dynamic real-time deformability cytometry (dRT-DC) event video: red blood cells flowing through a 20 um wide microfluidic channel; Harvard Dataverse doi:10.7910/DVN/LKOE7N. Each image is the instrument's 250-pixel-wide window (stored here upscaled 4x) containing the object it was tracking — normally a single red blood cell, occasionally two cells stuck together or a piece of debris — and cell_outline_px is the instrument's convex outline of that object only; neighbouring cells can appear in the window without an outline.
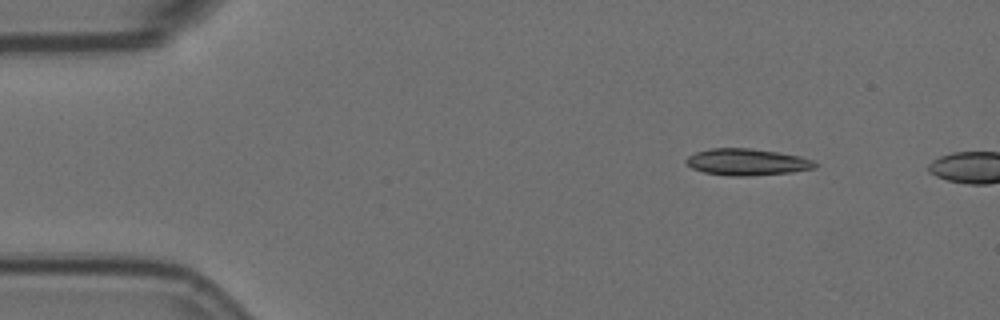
{"species": "Egyptian fruit bat (a non-hibernating species)", "species_latin": "Rousettus aegyptiacus", "temperature_condition": "room temperature", "stored_images_in_passage": 4, "camera_frame_rate_fps": 3000, "um_per_image_px": 0.085, "animal": {"sex": "female"}, "frame": {"image": 1, "passage_image": 1, "time_ms": 0.0, "image_size_px": [1000, 320], "cell_outline_px": [[820, 164], [816, 168], [792, 172], [752, 176], [732, 176], [704, 172], [692, 168], [684, 160], [688, 156], [696, 152], [712, 148], [752, 148], [780, 152], [800, 156], [812, 160]], "centroid_in_image_um": [63.54, 13.77], "position_along_channel_um": 21.5, "area_um2": 20.17}}